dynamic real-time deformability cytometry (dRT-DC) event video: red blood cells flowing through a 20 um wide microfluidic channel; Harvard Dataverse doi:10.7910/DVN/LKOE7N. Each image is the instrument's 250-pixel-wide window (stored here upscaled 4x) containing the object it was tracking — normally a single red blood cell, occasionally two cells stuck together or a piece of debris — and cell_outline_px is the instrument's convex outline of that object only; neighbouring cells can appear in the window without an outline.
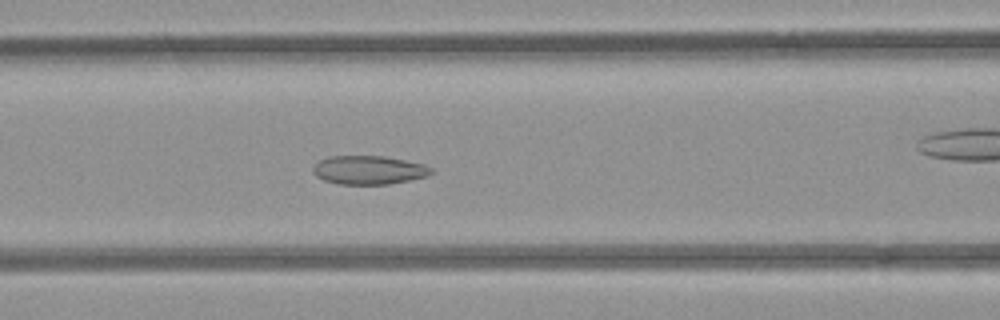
{"species": "common noctule bat (a hibernating species)", "species_latin": "Nyctalus noctula", "temperature_condition": "room temperature", "stored_images_in_passage": 41, "camera_frame_rate_fps": 3000, "um_per_image_px": 0.085, "animal": {"sex": "female", "body_mass_g": 21.9}, "frame": {"image": 1, "passage_image": 13, "time_ms": 4.0, "image_size_px": [1000, 320], "cell_outline_px": [[432, 172], [428, 176], [388, 184], [336, 184], [324, 180], [316, 176], [312, 172], [312, 168], [320, 160], [328, 156], [384, 156], [424, 164], [432, 168]], "centroid_in_image_um": [31.32, 14.45], "position_along_channel_um": 135.3, "area_um2": 19.71}}
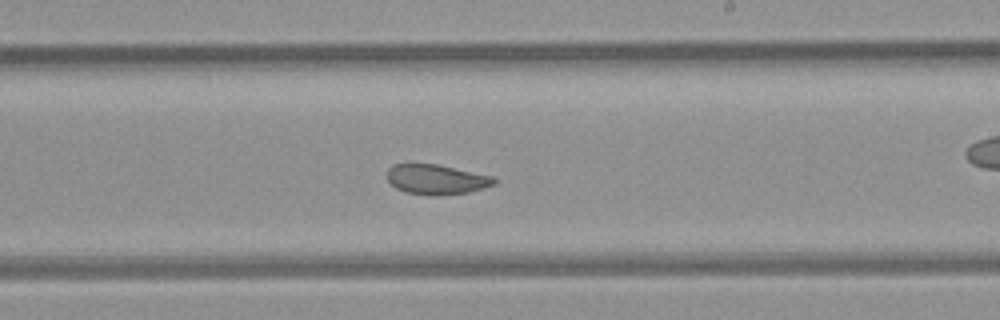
{"frame": {"image": 2, "passage_image": 22, "time_ms": 7.0, "image_size_px": [1000, 320], "cell_outline_px": [[496, 184], [468, 192], [436, 196], [428, 196], [404, 192], [396, 188], [388, 180], [388, 168], [392, 164], [436, 164], [492, 176], [496, 180]], "centroid_in_image_um": [37.07, 15.26], "position_along_channel_um": 251.9, "area_um2": 18.61}}
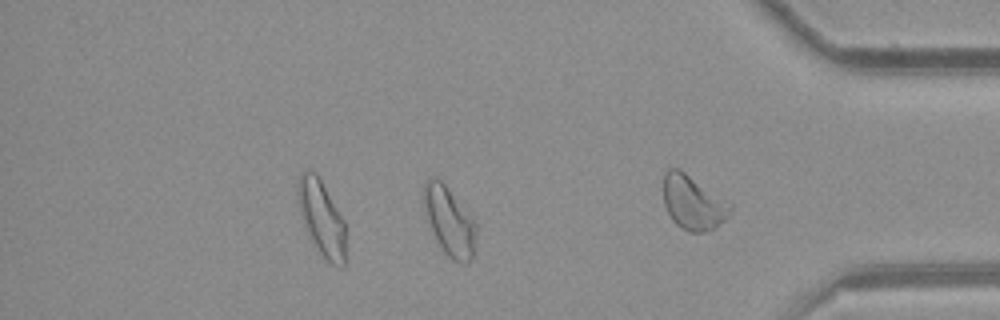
{"frame": {"image": 3, "passage_image": 32, "time_ms": 10.333, "image_size_px": [1000, 320], "cell_outline_px": [[476, 232], [472, 256], [468, 264], [460, 264], [452, 260], [444, 252], [428, 220], [424, 200], [424, 184], [432, 176], [436, 176], [444, 184], [472, 216], [476, 224]], "centroid_in_image_um": [38.23, 18.82], "position_along_channel_um": 397.0, "area_um2": 20.4}, "authors_computed_cell_mechanics": {"area_um2": 20.3456, "velocity_mm_per_s": 3.893, "shape_relaxation_time_tau1_ms": null, "shape_relaxation_time_tau2_ms": 1.5998, "deformation_change_tau1": null, "deformation_change_tau2": 0.0752}}